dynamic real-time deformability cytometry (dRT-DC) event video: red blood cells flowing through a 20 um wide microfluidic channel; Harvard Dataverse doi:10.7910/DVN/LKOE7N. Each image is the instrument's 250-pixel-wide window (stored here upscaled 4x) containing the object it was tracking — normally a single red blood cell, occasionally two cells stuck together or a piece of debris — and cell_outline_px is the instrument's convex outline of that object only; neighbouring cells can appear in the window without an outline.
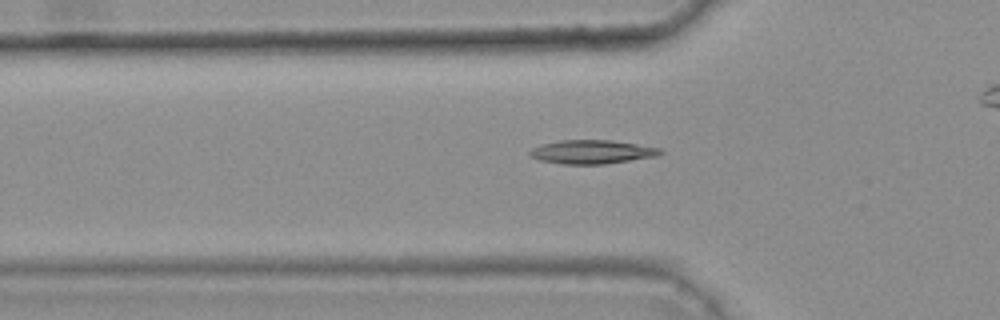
{"species": "common noctule bat (a hibernating species)", "species_latin": "Nyctalus noctula", "temperature_condition": "warm", "stored_images_in_passage": 49, "camera_frame_rate_fps": 3000, "um_per_image_px": 0.085, "animal": {"sex": "female", "body_mass_g": 25.1}, "frame": {"image": 1, "passage_image": 18, "time_ms": 5.667, "image_size_px": [1000, 320], "cell_outline_px": [[664, 152], [656, 156], [604, 164], [560, 164], [540, 160], [528, 156], [528, 152], [532, 148], [540, 144], [560, 140], [612, 140], [660, 148]], "centroid_in_image_um": [50.26, 12.91], "position_along_channel_um": 75.5, "area_um2": 18.09}}
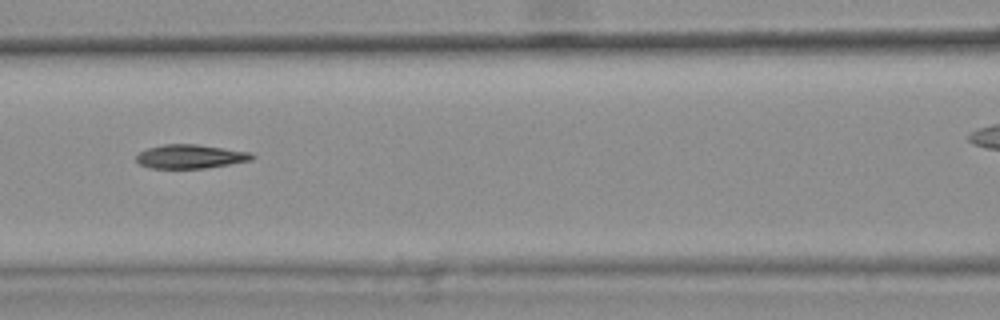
{"frame": {"image": 2, "passage_image": 24, "time_ms": 7.667, "image_size_px": [1000, 320], "cell_outline_px": [[256, 156], [252, 160], [204, 168], [152, 168], [140, 164], [136, 160], [136, 156], [140, 152], [148, 148], [164, 144], [196, 144], [252, 152]], "centroid_in_image_um": [16.21, 13.29], "position_along_channel_um": 150.4, "area_um2": 16.01}}
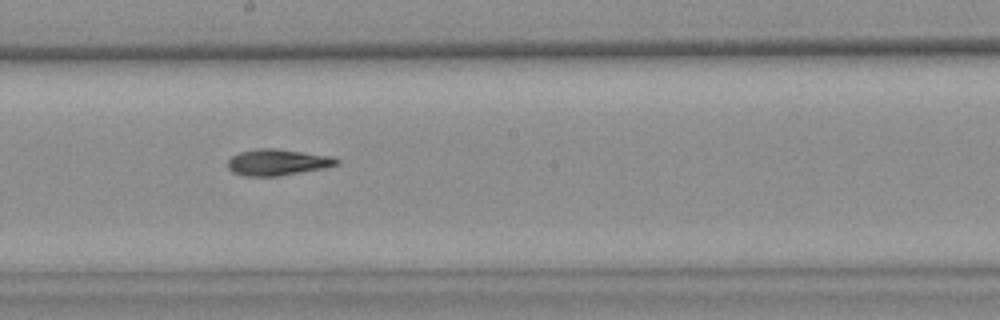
{"frame": {"image": 3, "passage_image": 30, "time_ms": 9.667, "image_size_px": [1000, 320], "cell_outline_px": [[340, 164], [324, 168], [276, 176], [244, 176], [232, 172], [228, 168], [228, 160], [232, 156], [240, 152], [256, 148], [276, 148], [332, 156], [340, 160]], "centroid_in_image_um": [23.59, 13.78], "position_along_channel_um": 224.6, "area_um2": 16.7}, "authors_computed_cell_mechanics": {"area_um2": 16.7042, "velocity_mm_per_s": 3.7185, "shape_relaxation_time_tau1_ms": null, "shape_relaxation_time_tau2_ms": 4.929, "deformation_change_tau1": null, "deformation_change_tau2": 0.1187}}